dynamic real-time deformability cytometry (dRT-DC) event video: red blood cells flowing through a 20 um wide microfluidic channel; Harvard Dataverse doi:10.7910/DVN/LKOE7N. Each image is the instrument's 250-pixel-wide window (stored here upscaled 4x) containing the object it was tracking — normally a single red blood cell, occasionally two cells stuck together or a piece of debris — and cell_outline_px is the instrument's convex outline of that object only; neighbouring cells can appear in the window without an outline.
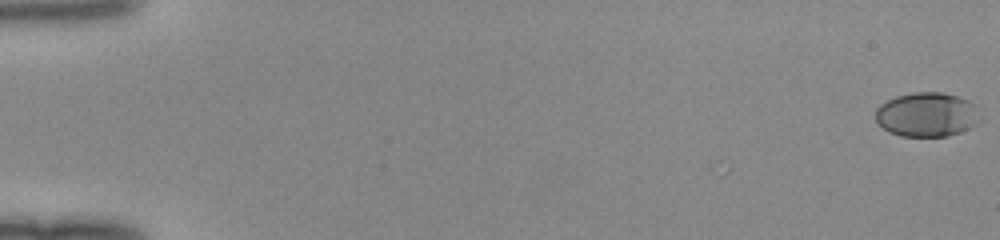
{"species": "human", "species_latin": "Homo sapiens", "temperature_condition": "room temperature", "stored_images_in_passage": 51, "camera_frame_rate_fps": 3000, "um_per_image_px": 0.085, "donor": {"sex": "female"}, "frame": {"image": 1, "passage_image": 1, "time_ms": 0.0, "image_size_px": [1000, 240], "cell_outline_px": [[980, 124], [960, 132], [948, 136], [900, 136], [888, 132], [876, 120], [876, 108], [880, 104], [896, 96], [912, 92], [944, 92], [968, 100], [972, 104], [980, 120]], "centroid_in_image_um": [78.77, 9.74], "position_along_channel_um": 6.2, "area_um2": 26.99}}
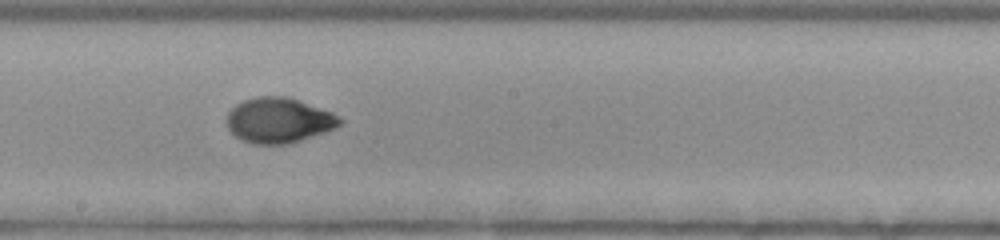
{"frame": {"image": 2, "passage_image": 30, "time_ms": 9.667, "image_size_px": [1000, 240], "cell_outline_px": [[344, 120], [340, 124], [324, 132], [288, 144], [252, 144], [240, 140], [228, 128], [228, 112], [236, 104], [244, 100], [260, 96], [284, 96], [332, 112], [340, 116]], "centroid_in_image_um": [23.68, 10.23], "position_along_channel_um": 224.5, "area_um2": 29.42}}
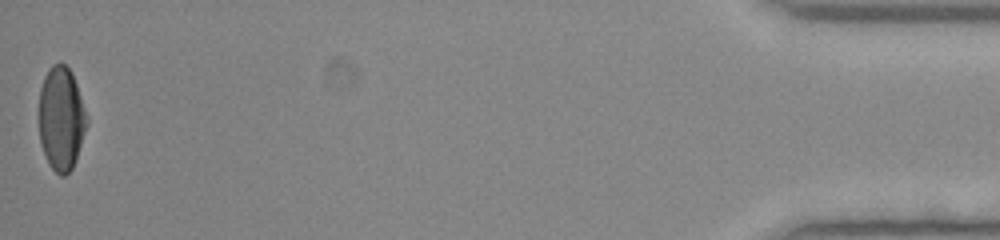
{"frame": {"image": 3, "passage_image": 51, "time_ms": 16.667, "image_size_px": [1000, 240], "cell_outline_px": [[88, 124], [76, 160], [72, 168], [64, 176], [60, 176], [48, 164], [40, 144], [40, 88], [44, 76], [48, 68], [52, 64], [64, 64], [72, 72], [88, 116]], "centroid_in_image_um": [5.22, 10.09], "position_along_channel_um": 430.0, "area_um2": 29.02}}